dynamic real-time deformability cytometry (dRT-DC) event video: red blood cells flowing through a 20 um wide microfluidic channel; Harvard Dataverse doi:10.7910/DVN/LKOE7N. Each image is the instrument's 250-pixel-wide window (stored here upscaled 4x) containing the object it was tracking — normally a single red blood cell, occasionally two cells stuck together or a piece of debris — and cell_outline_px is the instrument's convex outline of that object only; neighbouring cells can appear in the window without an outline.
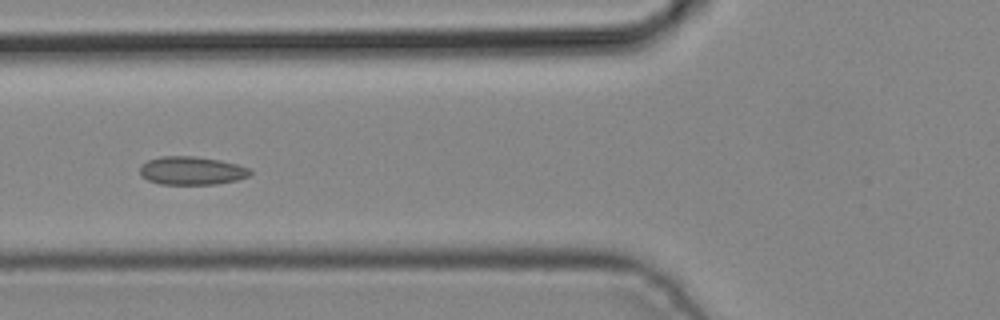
{"species": "common noctule bat (a hibernating species)", "species_latin": "Nyctalus noctula", "temperature_condition": "cold", "stored_images_in_passage": 5, "camera_frame_rate_fps": 3000, "um_per_image_px": 0.085, "animal": {"sex": "male", "body_mass_g": 19.2, "forearm_length_mm": 51.8}, "frame": {"image": 1, "passage_image": 5, "time_ms": 1.333, "image_size_px": [1000, 320], "cell_outline_px": [[252, 172], [248, 176], [236, 180], [216, 184], [160, 184], [148, 180], [140, 176], [140, 164], [148, 160], [160, 156], [196, 156], [220, 160], [252, 168]], "centroid_in_image_um": [16.28, 14.5], "position_along_channel_um": 109.5, "area_um2": 18.32}}